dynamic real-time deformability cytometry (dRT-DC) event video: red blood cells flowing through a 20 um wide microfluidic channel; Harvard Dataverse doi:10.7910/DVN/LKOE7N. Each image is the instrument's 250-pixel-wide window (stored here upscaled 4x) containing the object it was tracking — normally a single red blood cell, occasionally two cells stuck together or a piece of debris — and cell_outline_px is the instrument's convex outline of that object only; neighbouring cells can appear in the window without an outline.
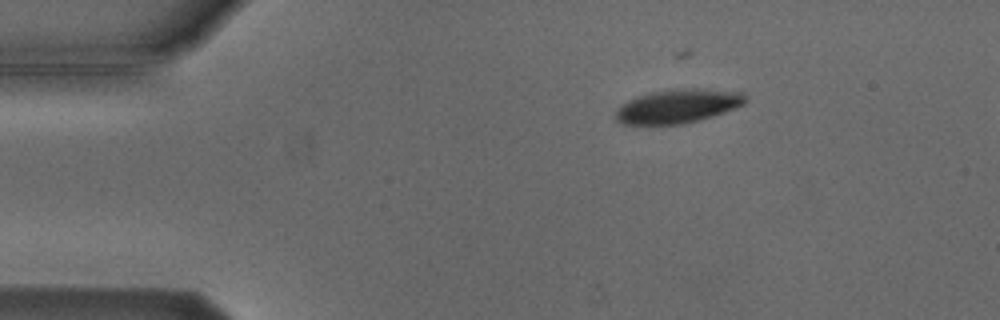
{"species": "Egyptian fruit bat (a non-hibernating species)", "species_latin": "Rousettus aegyptiacus", "temperature_condition": "cold", "stored_images_in_passage": 4, "segment_of_instrument_passage": [1, 2], "camera_frame_rate_fps": 3000, "um_per_image_px": 0.085, "animal": {"sex": "male"}, "frame": {"image": 1, "passage_image": 1, "time_ms": 0.0, "image_size_px": [1000, 320], "cell_outline_px": [[748, 100], [744, 104], [736, 108], [700, 120], [684, 124], [620, 124], [616, 120], [616, 108], [620, 104], [636, 96], [648, 92], [676, 88], [704, 88], [744, 92]], "centroid_in_image_um": [57.63, 9.0], "position_along_channel_um": 27.4, "area_um2": 26.13}}